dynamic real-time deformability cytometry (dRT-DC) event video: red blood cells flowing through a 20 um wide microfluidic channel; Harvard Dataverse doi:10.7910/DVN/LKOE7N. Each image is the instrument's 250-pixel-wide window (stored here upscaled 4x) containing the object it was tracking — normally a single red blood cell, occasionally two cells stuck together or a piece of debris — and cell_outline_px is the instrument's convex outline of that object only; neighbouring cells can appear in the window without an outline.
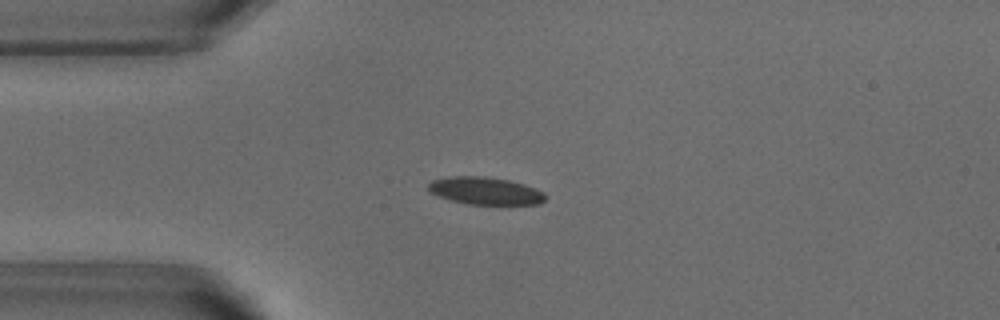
{"species": "common noctule bat (a hibernating species)", "species_latin": "Nyctalus noctula", "temperature_condition": "warm", "stored_images_in_passage": 52, "camera_frame_rate_fps": 3000, "um_per_image_px": 0.085, "animal": {"sex": "male", "body_mass_g": 18.8}, "frame": {"image": 1, "passage_image": 12, "time_ms": 3.667, "image_size_px": [1000, 320], "cell_outline_px": [[548, 196], [540, 204], [468, 204], [452, 200], [428, 192], [428, 184], [432, 180], [452, 176], [484, 176], [508, 180], [524, 184], [536, 188], [544, 192]], "centroid_in_image_um": [41.27, 16.22], "position_along_channel_um": 43.7, "area_um2": 18.73}}
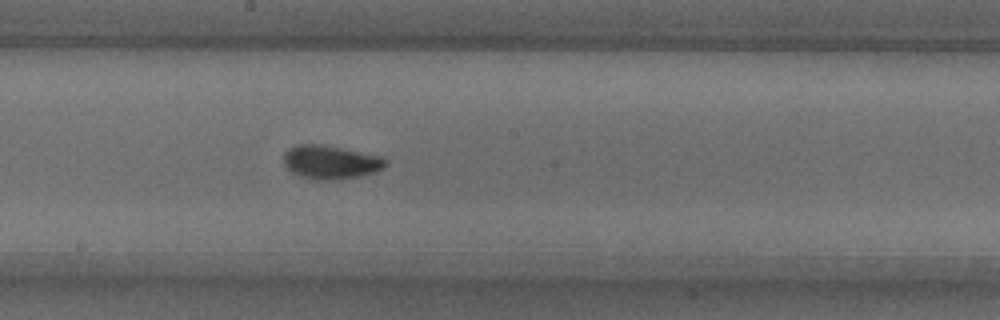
{"frame": {"image": 2, "passage_image": 27, "time_ms": 8.667, "image_size_px": [1000, 320], "cell_outline_px": [[388, 164], [384, 168], [376, 172], [360, 176], [340, 180], [316, 180], [300, 176], [292, 172], [284, 164], [284, 152], [288, 148], [296, 144], [324, 144], [380, 156], [388, 160]], "centroid_in_image_um": [28.12, 13.78], "position_along_channel_um": 220.1, "area_um2": 20.29}}
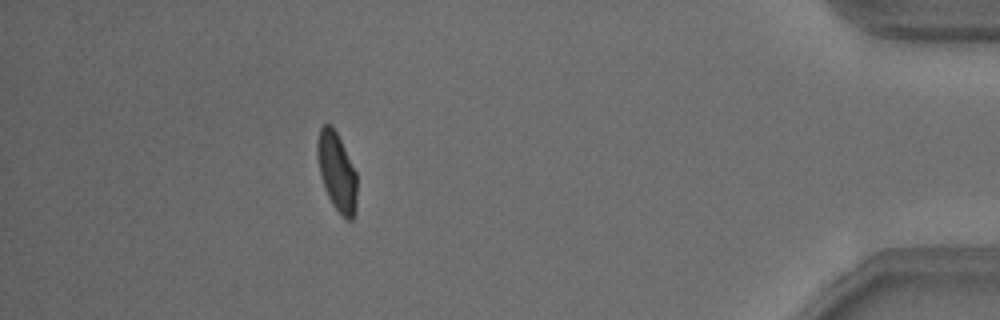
{"frame": {"image": 3, "passage_image": 46, "time_ms": 15.0, "image_size_px": [1000, 320], "cell_outline_px": [[356, 212], [352, 220], [348, 220], [332, 204], [328, 196], [320, 176], [316, 152], [316, 144], [320, 128], [324, 124], [332, 124], [356, 172]], "centroid_in_image_um": [28.61, 14.58], "position_along_channel_um": 406.6, "area_um2": 17.98}, "authors_computed_cell_mechanics": {"area_um2": 18.496, "velocity_mm_per_s": 3.8219, "shape_relaxation_time_tau1_ms": 4.3818, "shape_relaxation_time_tau2_ms": 1.1792, "deformation_change_tau1": 0.1384, "deformation_change_tau2": 0.0498}}